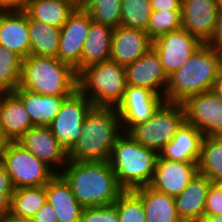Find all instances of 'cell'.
<instances>
[{"instance_id": "obj_1", "label": "cell", "mask_w": 222, "mask_h": 222, "mask_svg": "<svg viewBox=\"0 0 222 222\" xmlns=\"http://www.w3.org/2000/svg\"><path fill=\"white\" fill-rule=\"evenodd\" d=\"M60 175L84 207L112 205L124 191L108 161H70Z\"/></svg>"}, {"instance_id": "obj_2", "label": "cell", "mask_w": 222, "mask_h": 222, "mask_svg": "<svg viewBox=\"0 0 222 222\" xmlns=\"http://www.w3.org/2000/svg\"><path fill=\"white\" fill-rule=\"evenodd\" d=\"M121 129L116 107L93 106L84 119L80 138L68 152V160L108 161Z\"/></svg>"}, {"instance_id": "obj_3", "label": "cell", "mask_w": 222, "mask_h": 222, "mask_svg": "<svg viewBox=\"0 0 222 222\" xmlns=\"http://www.w3.org/2000/svg\"><path fill=\"white\" fill-rule=\"evenodd\" d=\"M222 69V54L203 44L169 77L164 102L183 103L188 97L211 91Z\"/></svg>"}, {"instance_id": "obj_4", "label": "cell", "mask_w": 222, "mask_h": 222, "mask_svg": "<svg viewBox=\"0 0 222 222\" xmlns=\"http://www.w3.org/2000/svg\"><path fill=\"white\" fill-rule=\"evenodd\" d=\"M19 87L44 96H71L78 89V75L57 58L29 55L22 60Z\"/></svg>"}, {"instance_id": "obj_5", "label": "cell", "mask_w": 222, "mask_h": 222, "mask_svg": "<svg viewBox=\"0 0 222 222\" xmlns=\"http://www.w3.org/2000/svg\"><path fill=\"white\" fill-rule=\"evenodd\" d=\"M158 156L156 151L123 132L115 142L108 162L119 185L124 190H133L150 184Z\"/></svg>"}, {"instance_id": "obj_6", "label": "cell", "mask_w": 222, "mask_h": 222, "mask_svg": "<svg viewBox=\"0 0 222 222\" xmlns=\"http://www.w3.org/2000/svg\"><path fill=\"white\" fill-rule=\"evenodd\" d=\"M126 87L125 68L111 59L88 66L78 74V90L94 106L117 107Z\"/></svg>"}, {"instance_id": "obj_7", "label": "cell", "mask_w": 222, "mask_h": 222, "mask_svg": "<svg viewBox=\"0 0 222 222\" xmlns=\"http://www.w3.org/2000/svg\"><path fill=\"white\" fill-rule=\"evenodd\" d=\"M185 122L181 103L163 102L149 120L136 124L128 133L142 146L159 153Z\"/></svg>"}, {"instance_id": "obj_8", "label": "cell", "mask_w": 222, "mask_h": 222, "mask_svg": "<svg viewBox=\"0 0 222 222\" xmlns=\"http://www.w3.org/2000/svg\"><path fill=\"white\" fill-rule=\"evenodd\" d=\"M0 163L10 175L15 189L46 185L56 174L17 141H7Z\"/></svg>"}, {"instance_id": "obj_9", "label": "cell", "mask_w": 222, "mask_h": 222, "mask_svg": "<svg viewBox=\"0 0 222 222\" xmlns=\"http://www.w3.org/2000/svg\"><path fill=\"white\" fill-rule=\"evenodd\" d=\"M93 106L78 89L62 103L59 113L49 127L66 152H69L80 138L84 119Z\"/></svg>"}, {"instance_id": "obj_10", "label": "cell", "mask_w": 222, "mask_h": 222, "mask_svg": "<svg viewBox=\"0 0 222 222\" xmlns=\"http://www.w3.org/2000/svg\"><path fill=\"white\" fill-rule=\"evenodd\" d=\"M181 104L187 124L204 136L222 137V99L214 91L190 96Z\"/></svg>"}, {"instance_id": "obj_11", "label": "cell", "mask_w": 222, "mask_h": 222, "mask_svg": "<svg viewBox=\"0 0 222 222\" xmlns=\"http://www.w3.org/2000/svg\"><path fill=\"white\" fill-rule=\"evenodd\" d=\"M203 43L182 27L153 40L152 48L158 54L164 72L170 77Z\"/></svg>"}, {"instance_id": "obj_12", "label": "cell", "mask_w": 222, "mask_h": 222, "mask_svg": "<svg viewBox=\"0 0 222 222\" xmlns=\"http://www.w3.org/2000/svg\"><path fill=\"white\" fill-rule=\"evenodd\" d=\"M163 102L164 98L150 89L127 86L122 101L116 107L123 132L149 120Z\"/></svg>"}, {"instance_id": "obj_13", "label": "cell", "mask_w": 222, "mask_h": 222, "mask_svg": "<svg viewBox=\"0 0 222 222\" xmlns=\"http://www.w3.org/2000/svg\"><path fill=\"white\" fill-rule=\"evenodd\" d=\"M91 21V15L80 5L68 17L61 27L58 60L70 64L74 69L80 64Z\"/></svg>"}, {"instance_id": "obj_14", "label": "cell", "mask_w": 222, "mask_h": 222, "mask_svg": "<svg viewBox=\"0 0 222 222\" xmlns=\"http://www.w3.org/2000/svg\"><path fill=\"white\" fill-rule=\"evenodd\" d=\"M17 142L55 174H60L61 169L68 163V152L57 142L49 126H34Z\"/></svg>"}, {"instance_id": "obj_15", "label": "cell", "mask_w": 222, "mask_h": 222, "mask_svg": "<svg viewBox=\"0 0 222 222\" xmlns=\"http://www.w3.org/2000/svg\"><path fill=\"white\" fill-rule=\"evenodd\" d=\"M198 174L197 162L170 161L158 156L154 174L148 186L156 191L175 197Z\"/></svg>"}, {"instance_id": "obj_16", "label": "cell", "mask_w": 222, "mask_h": 222, "mask_svg": "<svg viewBox=\"0 0 222 222\" xmlns=\"http://www.w3.org/2000/svg\"><path fill=\"white\" fill-rule=\"evenodd\" d=\"M182 28L203 44L211 39L218 21L217 0H182Z\"/></svg>"}, {"instance_id": "obj_17", "label": "cell", "mask_w": 222, "mask_h": 222, "mask_svg": "<svg viewBox=\"0 0 222 222\" xmlns=\"http://www.w3.org/2000/svg\"><path fill=\"white\" fill-rule=\"evenodd\" d=\"M124 68L127 86L144 87L164 98L169 77L153 48Z\"/></svg>"}, {"instance_id": "obj_18", "label": "cell", "mask_w": 222, "mask_h": 222, "mask_svg": "<svg viewBox=\"0 0 222 222\" xmlns=\"http://www.w3.org/2000/svg\"><path fill=\"white\" fill-rule=\"evenodd\" d=\"M152 44L146 31L118 26L112 33L110 59L125 67L148 52Z\"/></svg>"}, {"instance_id": "obj_19", "label": "cell", "mask_w": 222, "mask_h": 222, "mask_svg": "<svg viewBox=\"0 0 222 222\" xmlns=\"http://www.w3.org/2000/svg\"><path fill=\"white\" fill-rule=\"evenodd\" d=\"M0 45L23 59L30 55L28 14L24 10L0 11Z\"/></svg>"}, {"instance_id": "obj_20", "label": "cell", "mask_w": 222, "mask_h": 222, "mask_svg": "<svg viewBox=\"0 0 222 222\" xmlns=\"http://www.w3.org/2000/svg\"><path fill=\"white\" fill-rule=\"evenodd\" d=\"M34 125L14 92H5L0 104V133L7 141H18Z\"/></svg>"}, {"instance_id": "obj_21", "label": "cell", "mask_w": 222, "mask_h": 222, "mask_svg": "<svg viewBox=\"0 0 222 222\" xmlns=\"http://www.w3.org/2000/svg\"><path fill=\"white\" fill-rule=\"evenodd\" d=\"M211 183L209 178L199 173L179 195L174 197L178 217L183 222H201Z\"/></svg>"}, {"instance_id": "obj_22", "label": "cell", "mask_w": 222, "mask_h": 222, "mask_svg": "<svg viewBox=\"0 0 222 222\" xmlns=\"http://www.w3.org/2000/svg\"><path fill=\"white\" fill-rule=\"evenodd\" d=\"M204 135L186 122L158 153L160 158L177 162H198Z\"/></svg>"}, {"instance_id": "obj_23", "label": "cell", "mask_w": 222, "mask_h": 222, "mask_svg": "<svg viewBox=\"0 0 222 222\" xmlns=\"http://www.w3.org/2000/svg\"><path fill=\"white\" fill-rule=\"evenodd\" d=\"M46 196L57 214L58 222H81L84 207L76 200L69 184L60 174L46 184Z\"/></svg>"}, {"instance_id": "obj_24", "label": "cell", "mask_w": 222, "mask_h": 222, "mask_svg": "<svg viewBox=\"0 0 222 222\" xmlns=\"http://www.w3.org/2000/svg\"><path fill=\"white\" fill-rule=\"evenodd\" d=\"M14 93L21 99L34 126H50L69 96H44L18 87Z\"/></svg>"}, {"instance_id": "obj_25", "label": "cell", "mask_w": 222, "mask_h": 222, "mask_svg": "<svg viewBox=\"0 0 222 222\" xmlns=\"http://www.w3.org/2000/svg\"><path fill=\"white\" fill-rule=\"evenodd\" d=\"M113 28L91 21L83 46L80 64L75 68L77 75L86 67L110 59Z\"/></svg>"}, {"instance_id": "obj_26", "label": "cell", "mask_w": 222, "mask_h": 222, "mask_svg": "<svg viewBox=\"0 0 222 222\" xmlns=\"http://www.w3.org/2000/svg\"><path fill=\"white\" fill-rule=\"evenodd\" d=\"M141 198L146 222H183L177 214L173 196L159 192L150 186L133 189Z\"/></svg>"}, {"instance_id": "obj_27", "label": "cell", "mask_w": 222, "mask_h": 222, "mask_svg": "<svg viewBox=\"0 0 222 222\" xmlns=\"http://www.w3.org/2000/svg\"><path fill=\"white\" fill-rule=\"evenodd\" d=\"M78 6L75 0H27L24 11L31 19L61 28Z\"/></svg>"}, {"instance_id": "obj_28", "label": "cell", "mask_w": 222, "mask_h": 222, "mask_svg": "<svg viewBox=\"0 0 222 222\" xmlns=\"http://www.w3.org/2000/svg\"><path fill=\"white\" fill-rule=\"evenodd\" d=\"M30 55L57 58L61 28L44 24L28 16Z\"/></svg>"}, {"instance_id": "obj_29", "label": "cell", "mask_w": 222, "mask_h": 222, "mask_svg": "<svg viewBox=\"0 0 222 222\" xmlns=\"http://www.w3.org/2000/svg\"><path fill=\"white\" fill-rule=\"evenodd\" d=\"M197 164L199 173L222 184V137L204 136Z\"/></svg>"}, {"instance_id": "obj_30", "label": "cell", "mask_w": 222, "mask_h": 222, "mask_svg": "<svg viewBox=\"0 0 222 222\" xmlns=\"http://www.w3.org/2000/svg\"><path fill=\"white\" fill-rule=\"evenodd\" d=\"M46 201V185L18 188L15 189L11 197L10 213L15 216L33 219Z\"/></svg>"}, {"instance_id": "obj_31", "label": "cell", "mask_w": 222, "mask_h": 222, "mask_svg": "<svg viewBox=\"0 0 222 222\" xmlns=\"http://www.w3.org/2000/svg\"><path fill=\"white\" fill-rule=\"evenodd\" d=\"M22 60L17 53L0 45V90L14 92L20 86Z\"/></svg>"}, {"instance_id": "obj_32", "label": "cell", "mask_w": 222, "mask_h": 222, "mask_svg": "<svg viewBox=\"0 0 222 222\" xmlns=\"http://www.w3.org/2000/svg\"><path fill=\"white\" fill-rule=\"evenodd\" d=\"M122 0H83L80 6L92 20L115 29L121 24Z\"/></svg>"}, {"instance_id": "obj_33", "label": "cell", "mask_w": 222, "mask_h": 222, "mask_svg": "<svg viewBox=\"0 0 222 222\" xmlns=\"http://www.w3.org/2000/svg\"><path fill=\"white\" fill-rule=\"evenodd\" d=\"M152 12L150 0H122L120 26L147 31Z\"/></svg>"}, {"instance_id": "obj_34", "label": "cell", "mask_w": 222, "mask_h": 222, "mask_svg": "<svg viewBox=\"0 0 222 222\" xmlns=\"http://www.w3.org/2000/svg\"><path fill=\"white\" fill-rule=\"evenodd\" d=\"M113 205L119 222H146L142 200L133 190H124Z\"/></svg>"}, {"instance_id": "obj_35", "label": "cell", "mask_w": 222, "mask_h": 222, "mask_svg": "<svg viewBox=\"0 0 222 222\" xmlns=\"http://www.w3.org/2000/svg\"><path fill=\"white\" fill-rule=\"evenodd\" d=\"M181 27V11L153 10L146 32L154 40L163 34L180 29Z\"/></svg>"}, {"instance_id": "obj_36", "label": "cell", "mask_w": 222, "mask_h": 222, "mask_svg": "<svg viewBox=\"0 0 222 222\" xmlns=\"http://www.w3.org/2000/svg\"><path fill=\"white\" fill-rule=\"evenodd\" d=\"M81 222H119V217L113 204L103 207H87L83 209Z\"/></svg>"}, {"instance_id": "obj_37", "label": "cell", "mask_w": 222, "mask_h": 222, "mask_svg": "<svg viewBox=\"0 0 222 222\" xmlns=\"http://www.w3.org/2000/svg\"><path fill=\"white\" fill-rule=\"evenodd\" d=\"M204 215H222V184L211 183L207 192Z\"/></svg>"}, {"instance_id": "obj_38", "label": "cell", "mask_w": 222, "mask_h": 222, "mask_svg": "<svg viewBox=\"0 0 222 222\" xmlns=\"http://www.w3.org/2000/svg\"><path fill=\"white\" fill-rule=\"evenodd\" d=\"M33 219L35 222H58L57 214L48 201L38 210Z\"/></svg>"}, {"instance_id": "obj_39", "label": "cell", "mask_w": 222, "mask_h": 222, "mask_svg": "<svg viewBox=\"0 0 222 222\" xmlns=\"http://www.w3.org/2000/svg\"><path fill=\"white\" fill-rule=\"evenodd\" d=\"M153 10L181 11L182 0H150Z\"/></svg>"}, {"instance_id": "obj_40", "label": "cell", "mask_w": 222, "mask_h": 222, "mask_svg": "<svg viewBox=\"0 0 222 222\" xmlns=\"http://www.w3.org/2000/svg\"><path fill=\"white\" fill-rule=\"evenodd\" d=\"M207 45L222 54V12H219L216 29Z\"/></svg>"}, {"instance_id": "obj_41", "label": "cell", "mask_w": 222, "mask_h": 222, "mask_svg": "<svg viewBox=\"0 0 222 222\" xmlns=\"http://www.w3.org/2000/svg\"><path fill=\"white\" fill-rule=\"evenodd\" d=\"M15 192L10 175L5 170V167L0 163V193L7 194L10 198Z\"/></svg>"}, {"instance_id": "obj_42", "label": "cell", "mask_w": 222, "mask_h": 222, "mask_svg": "<svg viewBox=\"0 0 222 222\" xmlns=\"http://www.w3.org/2000/svg\"><path fill=\"white\" fill-rule=\"evenodd\" d=\"M26 0H0V11L24 10Z\"/></svg>"}, {"instance_id": "obj_43", "label": "cell", "mask_w": 222, "mask_h": 222, "mask_svg": "<svg viewBox=\"0 0 222 222\" xmlns=\"http://www.w3.org/2000/svg\"><path fill=\"white\" fill-rule=\"evenodd\" d=\"M11 198L4 193H0V220L10 213Z\"/></svg>"}, {"instance_id": "obj_44", "label": "cell", "mask_w": 222, "mask_h": 222, "mask_svg": "<svg viewBox=\"0 0 222 222\" xmlns=\"http://www.w3.org/2000/svg\"><path fill=\"white\" fill-rule=\"evenodd\" d=\"M0 222H35L32 218L19 217L9 213Z\"/></svg>"}, {"instance_id": "obj_45", "label": "cell", "mask_w": 222, "mask_h": 222, "mask_svg": "<svg viewBox=\"0 0 222 222\" xmlns=\"http://www.w3.org/2000/svg\"><path fill=\"white\" fill-rule=\"evenodd\" d=\"M212 91H214L222 99V69L220 70L218 77L215 80Z\"/></svg>"}, {"instance_id": "obj_46", "label": "cell", "mask_w": 222, "mask_h": 222, "mask_svg": "<svg viewBox=\"0 0 222 222\" xmlns=\"http://www.w3.org/2000/svg\"><path fill=\"white\" fill-rule=\"evenodd\" d=\"M201 222H222V215H204Z\"/></svg>"}, {"instance_id": "obj_47", "label": "cell", "mask_w": 222, "mask_h": 222, "mask_svg": "<svg viewBox=\"0 0 222 222\" xmlns=\"http://www.w3.org/2000/svg\"><path fill=\"white\" fill-rule=\"evenodd\" d=\"M5 142L6 141L2 138V135L0 133V154H1L2 150H3Z\"/></svg>"}, {"instance_id": "obj_48", "label": "cell", "mask_w": 222, "mask_h": 222, "mask_svg": "<svg viewBox=\"0 0 222 222\" xmlns=\"http://www.w3.org/2000/svg\"><path fill=\"white\" fill-rule=\"evenodd\" d=\"M218 2V11L222 12V0H217Z\"/></svg>"}, {"instance_id": "obj_49", "label": "cell", "mask_w": 222, "mask_h": 222, "mask_svg": "<svg viewBox=\"0 0 222 222\" xmlns=\"http://www.w3.org/2000/svg\"><path fill=\"white\" fill-rule=\"evenodd\" d=\"M4 94H5V91L0 90V104H1V101L3 99Z\"/></svg>"}, {"instance_id": "obj_50", "label": "cell", "mask_w": 222, "mask_h": 222, "mask_svg": "<svg viewBox=\"0 0 222 222\" xmlns=\"http://www.w3.org/2000/svg\"><path fill=\"white\" fill-rule=\"evenodd\" d=\"M75 1L80 5L83 0H75Z\"/></svg>"}]
</instances>
